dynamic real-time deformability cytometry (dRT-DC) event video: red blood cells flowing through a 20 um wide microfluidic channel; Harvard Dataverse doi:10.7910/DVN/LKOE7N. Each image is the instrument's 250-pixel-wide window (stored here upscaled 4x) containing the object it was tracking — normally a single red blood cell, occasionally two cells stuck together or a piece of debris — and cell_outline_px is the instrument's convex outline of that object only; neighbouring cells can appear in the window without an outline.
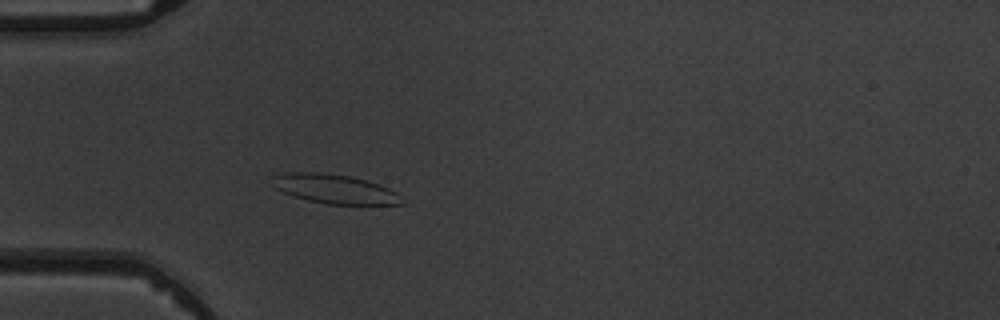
{"species": "common noctule bat (a hibernating species)", "species_latin": "Nyctalus noctula", "temperature_condition": "warm", "stored_images_in_passage": 3, "camera_frame_rate_fps": 3000, "um_per_image_px": 0.085, "animal": {"sex": "male", "body_mass_g": 19.5, "forearm_length_mm": 54.6}, "frame": {"image": 1, "passage_image": 3, "time_ms": 2.0, "image_size_px": [1000, 320], "cell_outline_px": [[408, 204], [328, 204], [308, 200], [284, 192], [268, 184], [272, 176], [284, 172], [320, 172], [348, 176], [380, 184], [396, 192]], "centroid_in_image_um": [28.41, 16.05], "position_along_channel_um": 56.6, "area_um2": 22.08}}